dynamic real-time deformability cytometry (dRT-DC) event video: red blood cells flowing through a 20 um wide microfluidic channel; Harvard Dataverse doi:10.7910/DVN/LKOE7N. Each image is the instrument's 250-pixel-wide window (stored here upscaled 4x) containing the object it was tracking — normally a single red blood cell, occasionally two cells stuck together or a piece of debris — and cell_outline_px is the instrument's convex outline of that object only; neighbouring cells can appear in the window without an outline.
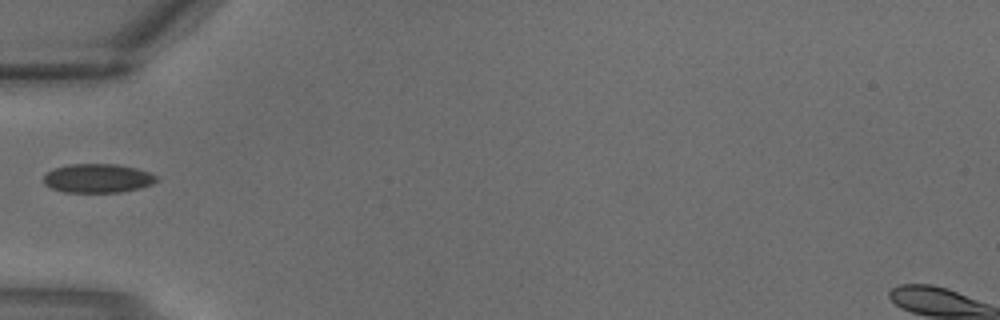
{"species": "common noctule bat (a hibernating species)", "species_latin": "Nyctalus noctula", "temperature_condition": "warm", "stored_images_in_passage": 1, "camera_frame_rate_fps": 3000, "um_per_image_px": 0.085, "animal": {"sex": "male", "body_mass_g": 18.8}, "frame": {"image": 1, "passage_image": 1, "time_ms": 0.0, "image_size_px": [1000, 320], "cell_outline_px": [[160, 180], [152, 184], [140, 188], [120, 192], [64, 192], [52, 188], [44, 184], [44, 176], [48, 172], [56, 168], [68, 164], [116, 164], [136, 168], [148, 172], [156, 176]], "centroid_in_image_um": [8.33, 15.15], "position_along_channel_um": 76.7, "area_um2": 18.96}}